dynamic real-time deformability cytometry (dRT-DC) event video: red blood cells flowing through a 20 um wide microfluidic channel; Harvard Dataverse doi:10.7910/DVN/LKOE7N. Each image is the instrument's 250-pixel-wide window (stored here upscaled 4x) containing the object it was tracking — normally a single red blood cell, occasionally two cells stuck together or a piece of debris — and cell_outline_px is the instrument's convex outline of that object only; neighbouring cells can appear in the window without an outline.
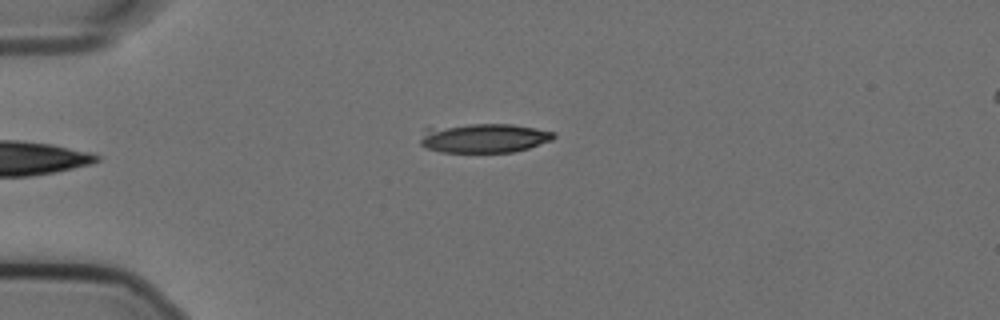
{"species": "Egyptian fruit bat (a non-hibernating species)", "species_latin": "Rousettus aegyptiacus", "temperature_condition": "cold", "stored_images_in_passage": 15, "camera_frame_rate_fps": 3000, "um_per_image_px": 0.085, "animal": {"sex": "female"}, "frame": {"image": 1, "passage_image": 10, "time_ms": 3.0, "image_size_px": [1000, 320], "cell_outline_px": [[556, 136], [552, 140], [528, 148], [512, 152], [440, 152], [428, 148], [420, 144], [420, 140], [424, 128], [468, 124], [512, 124], [536, 128], [556, 132]], "centroid_in_image_um": [41.14, 11.73], "position_along_channel_um": 43.9, "area_um2": 22.83}}
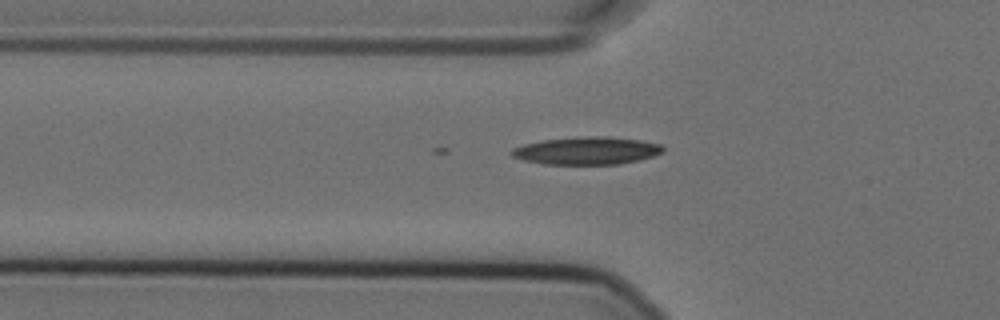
{"frame": {"image": 2, "passage_image": 15, "time_ms": 4.667, "image_size_px": [1000, 320], "cell_outline_px": [[664, 152], [652, 156], [620, 164], [544, 164], [524, 160], [512, 156], [508, 152], [512, 148], [524, 144], [544, 140], [580, 136], [608, 136], [640, 140], [660, 144], [664, 148]], "centroid_in_image_um": [49.86, 12.8], "position_along_channel_um": 75.9, "area_um2": 24.39}}